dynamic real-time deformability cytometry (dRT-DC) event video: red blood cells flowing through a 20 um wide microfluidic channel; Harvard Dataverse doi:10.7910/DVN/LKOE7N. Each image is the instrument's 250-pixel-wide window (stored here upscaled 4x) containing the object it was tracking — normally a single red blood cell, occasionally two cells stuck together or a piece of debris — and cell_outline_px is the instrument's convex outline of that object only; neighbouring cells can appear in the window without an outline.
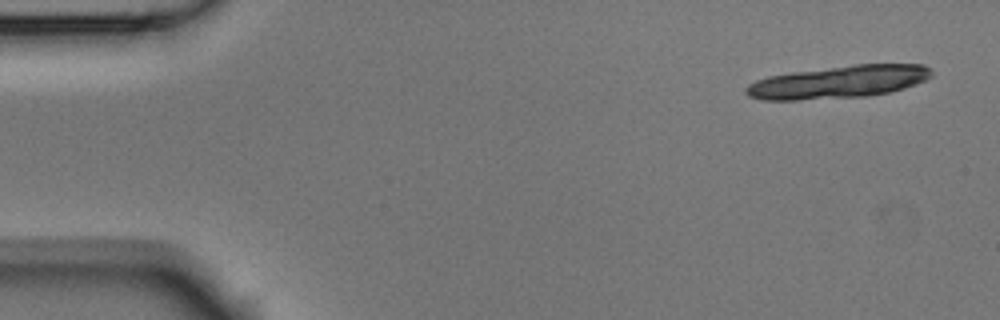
{"species": "Egyptian fruit bat (a non-hibernating species)", "species_latin": "Rousettus aegyptiacus", "temperature_condition": "room temperature", "stored_images_in_passage": 5, "camera_frame_rate_fps": 3000, "um_per_image_px": 0.085, "animal": {"sex": "male"}, "frame": {"image": 1, "passage_image": 1, "time_ms": 0.0, "image_size_px": [1000, 320], "cell_outline_px": [[932, 76], [924, 80], [904, 88], [888, 92], [864, 96], [800, 100], [760, 100], [748, 96], [744, 92], [744, 88], [748, 84], [756, 80], [768, 76], [792, 72], [856, 64], [924, 64], [932, 68]], "centroid_in_image_um": [71.24, 6.96], "position_along_channel_um": 13.8, "area_um2": 35.26}}
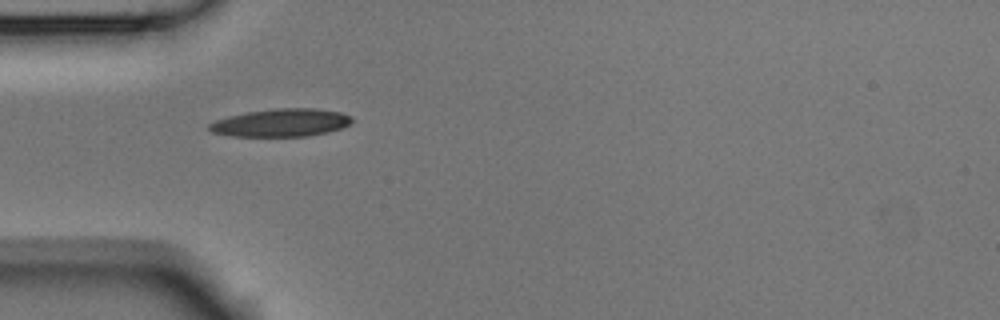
{"frame": {"image": 2, "passage_image": 5, "time_ms": 1.333, "image_size_px": [1000, 320], "cell_outline_px": [[352, 120], [348, 124], [340, 128], [328, 132], [308, 136], [232, 136], [212, 132], [208, 128], [208, 124], [216, 120], [228, 116], [248, 112], [276, 108], [316, 108], [340, 112], [352, 116]], "centroid_in_image_um": [23.89, 10.43], "position_along_channel_um": 61.1, "area_um2": 23.06}}